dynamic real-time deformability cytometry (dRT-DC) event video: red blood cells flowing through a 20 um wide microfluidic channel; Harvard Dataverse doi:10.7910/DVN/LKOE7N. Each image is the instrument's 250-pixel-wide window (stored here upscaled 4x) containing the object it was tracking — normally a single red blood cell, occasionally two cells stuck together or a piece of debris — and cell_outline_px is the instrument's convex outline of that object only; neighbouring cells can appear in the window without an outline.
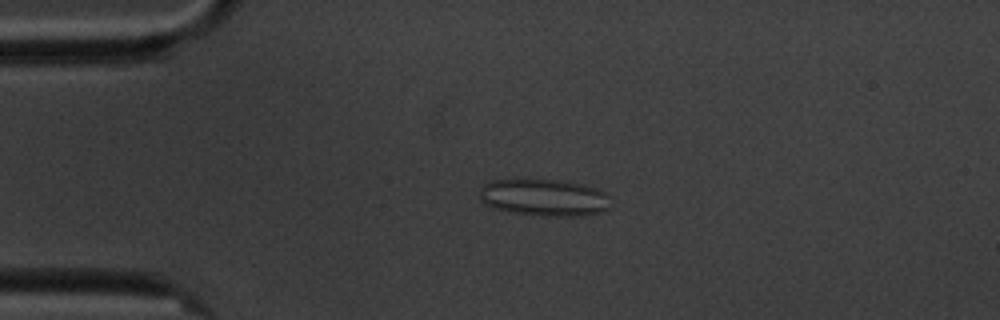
{"species": "common noctule bat (a hibernating species)", "species_latin": "Nyctalus noctula", "temperature_condition": "cold", "stored_images_in_passage": 6, "camera_frame_rate_fps": 3000, "um_per_image_px": 0.085, "animal": {"sex": "male", "body_mass_g": 20.1, "forearm_length_mm": 53.5}, "frame": {"image": 1, "passage_image": 4, "time_ms": 3.333, "image_size_px": [1000, 320], "cell_outline_px": [[608, 208], [604, 212], [580, 216], [540, 216], [512, 212], [492, 208], [484, 204], [480, 200], [480, 188], [488, 180], [556, 180], [584, 184], [600, 188], [608, 196]], "centroid_in_image_um": [46.24, 16.8], "position_along_channel_um": 38.8, "area_um2": 28.5}}
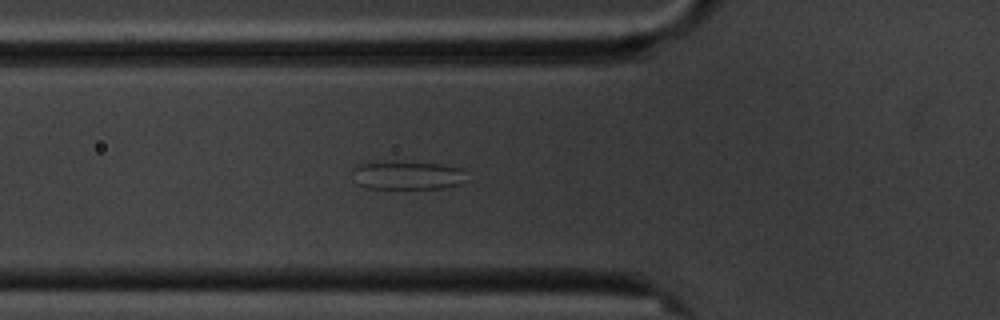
{"frame": {"image": 2, "passage_image": 6, "time_ms": 5.667, "image_size_px": [1000, 320], "cell_outline_px": [[472, 180], [460, 184], [440, 188], [368, 188], [360, 184], [352, 168], [360, 164], [396, 160], [440, 164], [460, 168]], "centroid_in_image_um": [34.74, 14.88], "position_along_channel_um": 91.1, "area_um2": 19.07}}